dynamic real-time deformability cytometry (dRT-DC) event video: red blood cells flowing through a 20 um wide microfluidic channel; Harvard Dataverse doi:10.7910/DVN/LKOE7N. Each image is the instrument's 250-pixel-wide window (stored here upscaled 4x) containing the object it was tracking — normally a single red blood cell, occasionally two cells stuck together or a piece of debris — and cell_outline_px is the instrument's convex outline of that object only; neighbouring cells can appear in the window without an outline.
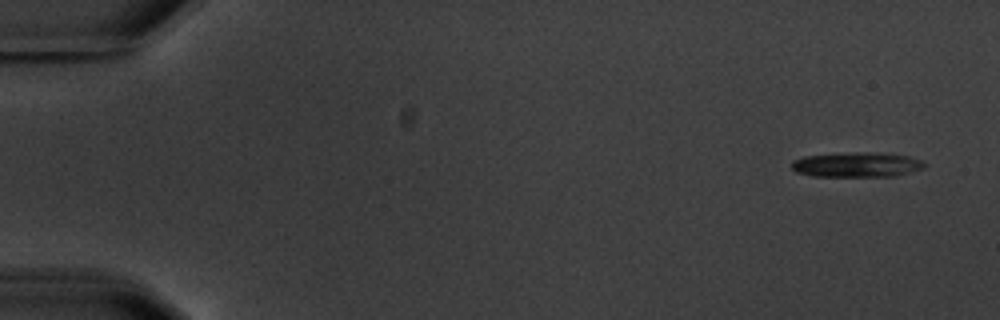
{"species": "common noctule bat (a hibernating species)", "species_latin": "Nyctalus noctula", "temperature_condition": "warm", "stored_images_in_passage": 2, "camera_frame_rate_fps": 3000, "um_per_image_px": 0.085, "animal": {"sex": "male", "body_mass_g": 20.1, "forearm_length_mm": 53.5}, "frame": {"image": 1, "passage_image": 1, "time_ms": 0.0, "image_size_px": [1000, 320], "cell_outline_px": [[928, 164], [924, 168], [896, 176], [812, 176], [796, 172], [792, 168], [792, 160], [804, 156], [856, 152], [868, 152], [908, 156], [924, 160]], "centroid_in_image_um": [72.86, 14.0], "position_along_channel_um": 12.1, "area_um2": 19.25}}